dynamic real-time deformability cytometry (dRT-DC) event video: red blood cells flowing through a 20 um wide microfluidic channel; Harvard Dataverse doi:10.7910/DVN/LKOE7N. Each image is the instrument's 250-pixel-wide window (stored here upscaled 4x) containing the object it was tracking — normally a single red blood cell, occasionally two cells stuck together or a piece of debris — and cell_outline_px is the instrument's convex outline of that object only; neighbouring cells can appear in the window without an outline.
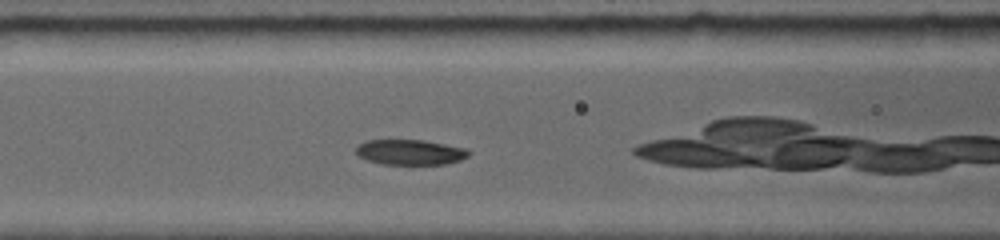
{"species": "common noctule bat (a hibernating species)", "species_latin": "Nyctalus noctula", "temperature_condition": "room temperature", "stored_images_in_passage": 15, "camera_frame_rate_fps": 5000, "um_per_image_px": 0.085, "animal": {"sex": "female", "body_mass_g": 19.0, "forearm_length_mm": 56.7}, "frame": {"image": 1, "passage_image": 3, "time_ms": 1.4, "image_size_px": [1000, 240], "cell_outline_px": [[468, 156], [460, 160], [444, 164], [384, 164], [368, 160], [360, 156], [356, 152], [356, 148], [360, 144], [368, 140], [420, 140], [464, 148], [468, 152]], "centroid_in_image_um": [34.84, 12.94], "position_along_channel_um": 131.8, "area_um2": 16.13}}